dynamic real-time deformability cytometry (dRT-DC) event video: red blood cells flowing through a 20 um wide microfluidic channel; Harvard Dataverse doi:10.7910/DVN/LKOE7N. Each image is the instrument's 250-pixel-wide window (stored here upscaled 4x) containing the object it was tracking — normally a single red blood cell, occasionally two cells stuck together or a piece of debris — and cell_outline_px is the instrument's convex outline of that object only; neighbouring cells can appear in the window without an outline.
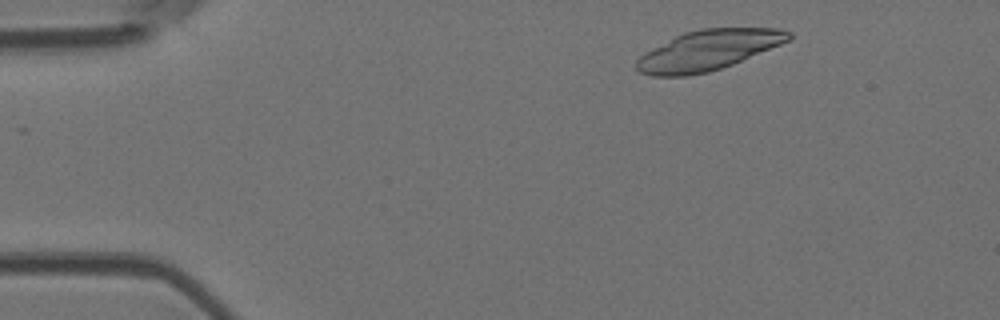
{"species": "Egyptian fruit bat (a non-hibernating species)", "species_latin": "Rousettus aegyptiacus", "temperature_condition": "room temperature", "stored_images_in_passage": 4, "camera_frame_rate_fps": 3000, "um_per_image_px": 0.085, "animal": {"sex": "female"}, "frame": {"image": 1, "passage_image": 2, "time_ms": 0.333, "image_size_px": [1000, 320], "cell_outline_px": [[792, 40], [732, 64], [708, 72], [688, 76], [652, 76], [640, 72], [636, 68], [636, 60], [644, 52], [684, 32], [700, 28], [776, 28], [792, 32]], "centroid_in_image_um": [60.2, 4.26], "position_along_channel_um": 24.8, "area_um2": 35.55}}